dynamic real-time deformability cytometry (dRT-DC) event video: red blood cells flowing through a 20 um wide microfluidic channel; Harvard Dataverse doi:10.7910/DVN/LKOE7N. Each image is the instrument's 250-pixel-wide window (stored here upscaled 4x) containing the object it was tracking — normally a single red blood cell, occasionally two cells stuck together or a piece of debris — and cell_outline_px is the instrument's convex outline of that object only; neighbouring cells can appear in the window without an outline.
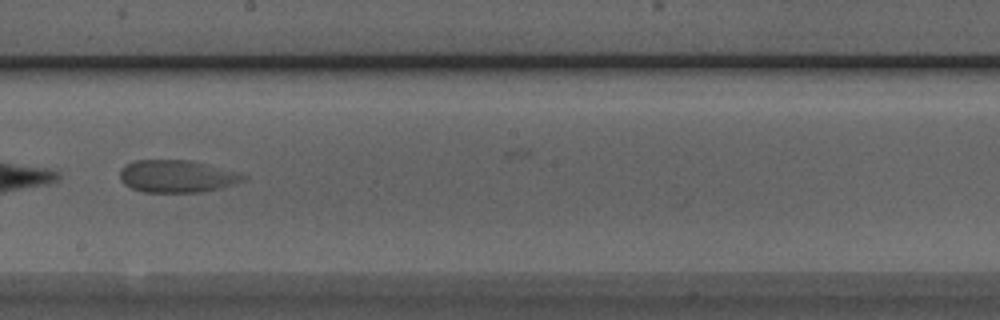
{"species": "Egyptian fruit bat (a non-hibernating species)", "species_latin": "Rousettus aegyptiacus", "temperature_condition": "room temperature", "stored_images_in_passage": 8, "camera_frame_rate_fps": 3000, "um_per_image_px": 0.085, "animal": {"sex": "male"}, "frame": {"image": 1, "passage_image": 7, "time_ms": 2.0, "image_size_px": [1000, 320], "cell_outline_px": [[248, 176], [244, 180], [220, 188], [200, 192], [140, 192], [124, 184], [120, 180], [120, 168], [124, 164], [132, 160], [192, 160], [240, 172]], "centroid_in_image_um": [15.01, 14.97], "position_along_channel_um": 233.2, "area_um2": 23.58}}